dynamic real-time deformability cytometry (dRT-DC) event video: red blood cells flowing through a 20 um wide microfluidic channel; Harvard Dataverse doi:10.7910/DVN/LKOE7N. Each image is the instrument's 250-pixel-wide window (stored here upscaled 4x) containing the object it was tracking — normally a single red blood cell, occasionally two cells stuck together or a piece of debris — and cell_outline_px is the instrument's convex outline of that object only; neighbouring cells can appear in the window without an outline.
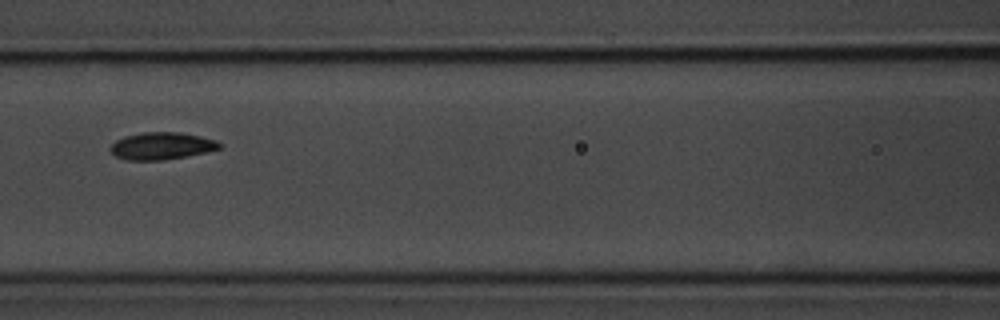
{"species": "common noctule bat (a hibernating species)", "species_latin": "Nyctalus noctula", "temperature_condition": "room temperature", "stored_images_in_passage": 6, "camera_frame_rate_fps": 3000, "um_per_image_px": 0.085, "animal": {"sex": "male", "body_mass_g": 20.1, "forearm_length_mm": 53.5}, "frame": {"image": 1, "passage_image": 4, "time_ms": 3.333, "image_size_px": [1000, 320], "cell_outline_px": [[220, 148], [204, 152], [184, 156], [160, 160], [128, 160], [116, 156], [112, 152], [112, 144], [116, 140], [124, 136], [140, 132], [180, 132], [200, 136], [216, 140], [220, 144]], "centroid_in_image_um": [13.72, 12.38], "position_along_channel_um": 152.9, "area_um2": 16.99}}
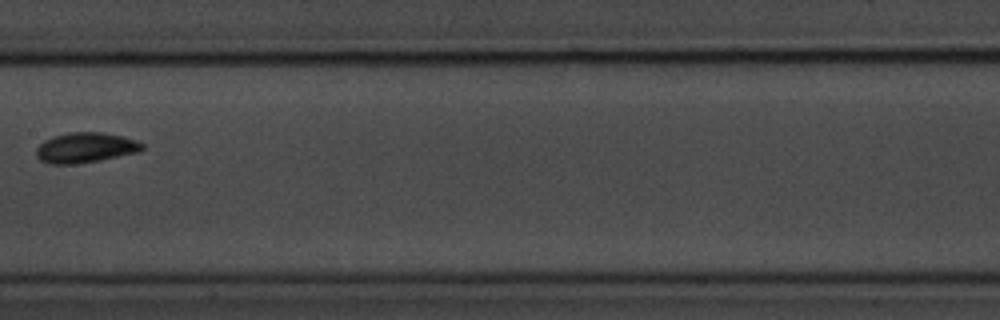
{"frame": {"image": 2, "passage_image": 5, "time_ms": 4.667, "image_size_px": [1000, 320], "cell_outline_px": [[144, 148], [140, 152], [100, 160], [72, 164], [48, 164], [40, 160], [36, 156], [36, 148], [44, 140], [52, 136], [72, 132], [104, 132], [124, 136], [136, 140], [144, 144]], "centroid_in_image_um": [7.27, 12.55], "position_along_channel_um": 200.1, "area_um2": 18.84}}